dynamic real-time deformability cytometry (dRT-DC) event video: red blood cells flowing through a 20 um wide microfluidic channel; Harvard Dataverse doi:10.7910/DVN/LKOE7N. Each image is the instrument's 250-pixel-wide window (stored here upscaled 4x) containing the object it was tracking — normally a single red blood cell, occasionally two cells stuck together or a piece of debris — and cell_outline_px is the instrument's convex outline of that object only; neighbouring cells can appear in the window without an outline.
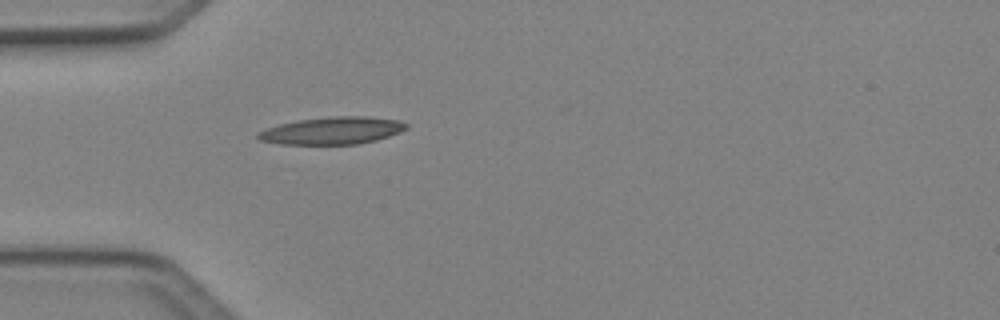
{"species": "Egyptian fruit bat (a non-hibernating species)", "species_latin": "Rousettus aegyptiacus", "temperature_condition": "cold", "stored_images_in_passage": 4, "camera_frame_rate_fps": 3000, "um_per_image_px": 0.085, "animal": {"sex": "female"}, "frame": {"image": 1, "passage_image": 4, "time_ms": 1.0, "image_size_px": [1000, 320], "cell_outline_px": [[408, 128], [400, 132], [376, 140], [356, 144], [280, 144], [260, 140], [256, 136], [256, 132], [280, 124], [296, 120], [328, 116], [368, 116], [400, 120], [408, 124]], "centroid_in_image_um": [28.25, 11.09], "position_along_channel_um": 56.7, "area_um2": 23.76}}